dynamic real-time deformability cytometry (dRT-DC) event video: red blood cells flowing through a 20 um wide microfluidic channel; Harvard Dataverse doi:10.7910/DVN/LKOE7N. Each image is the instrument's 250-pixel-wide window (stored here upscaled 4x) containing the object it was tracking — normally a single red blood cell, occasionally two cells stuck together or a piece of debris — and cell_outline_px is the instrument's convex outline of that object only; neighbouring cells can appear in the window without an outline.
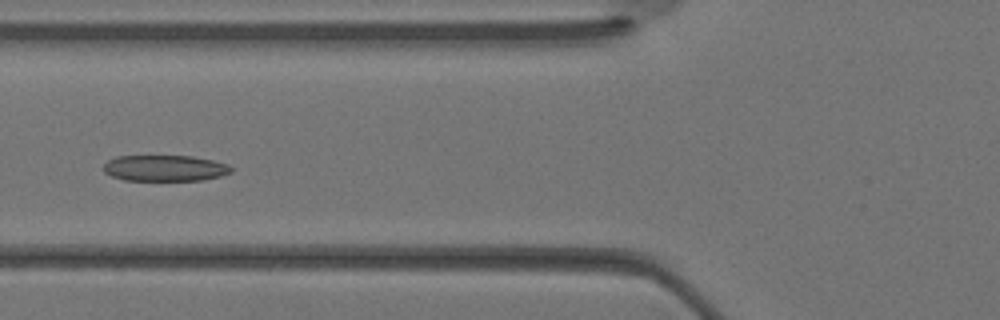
{"species": "Egyptian fruit bat (a non-hibernating species)", "species_latin": "Rousettus aegyptiacus", "temperature_condition": "warm", "stored_images_in_passage": 26, "camera_frame_rate_fps": 3000, "um_per_image_px": 0.085, "animal": {"sex": "female"}, "frame": {"image": 1, "passage_image": 4, "time_ms": 1.0, "image_size_px": [1000, 320], "cell_outline_px": [[232, 172], [220, 176], [204, 180], [124, 180], [112, 176], [104, 172], [104, 164], [108, 160], [116, 156], [192, 156], [212, 160], [228, 164], [232, 168]], "centroid_in_image_um": [14.02, 14.29], "position_along_channel_um": 111.8, "area_um2": 19.36}}
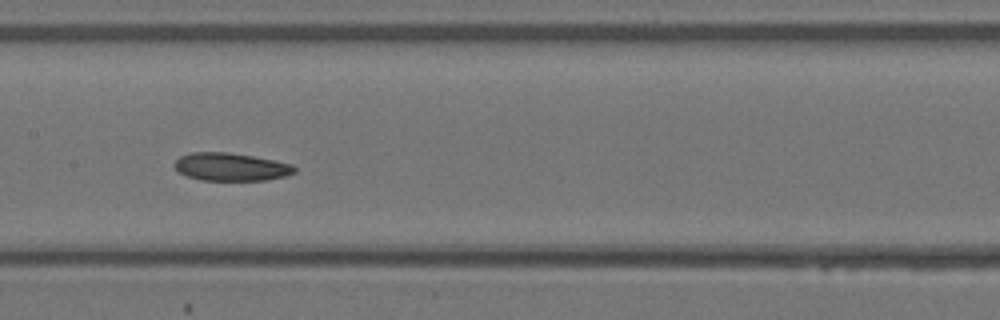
{"frame": {"image": 2, "passage_image": 8, "time_ms": 2.333, "image_size_px": [1000, 320], "cell_outline_px": [[296, 172], [284, 176], [264, 180], [200, 180], [188, 176], [180, 172], [172, 164], [180, 156], [192, 152], [228, 152], [252, 156], [292, 164], [296, 168]], "centroid_in_image_um": [19.61, 14.18], "position_along_channel_um": 187.8, "area_um2": 19.36}}
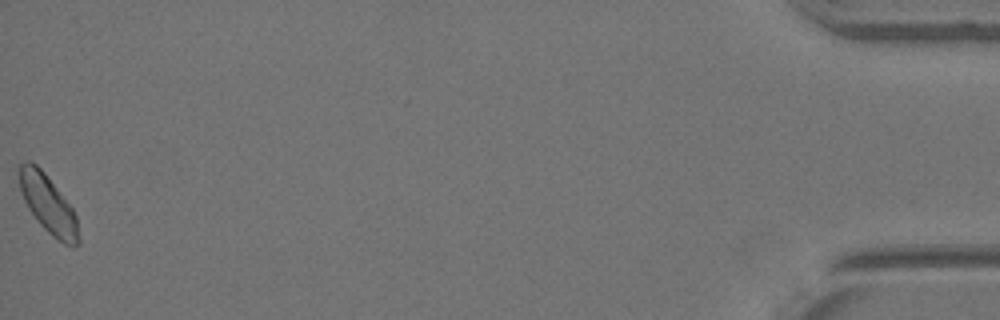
{"frame": {"image": 3, "passage_image": 26, "time_ms": 8.333, "image_size_px": [1000, 320], "cell_outline_px": [[80, 244], [72, 248], [64, 244], [52, 236], [40, 224], [28, 208], [24, 200], [20, 188], [16, 168], [24, 160], [28, 160], [36, 164], [44, 172], [72, 208], [76, 216], [80, 240]], "centroid_in_image_um": [4.07, 17.36], "position_along_channel_um": 431.1, "area_um2": 20.23}}